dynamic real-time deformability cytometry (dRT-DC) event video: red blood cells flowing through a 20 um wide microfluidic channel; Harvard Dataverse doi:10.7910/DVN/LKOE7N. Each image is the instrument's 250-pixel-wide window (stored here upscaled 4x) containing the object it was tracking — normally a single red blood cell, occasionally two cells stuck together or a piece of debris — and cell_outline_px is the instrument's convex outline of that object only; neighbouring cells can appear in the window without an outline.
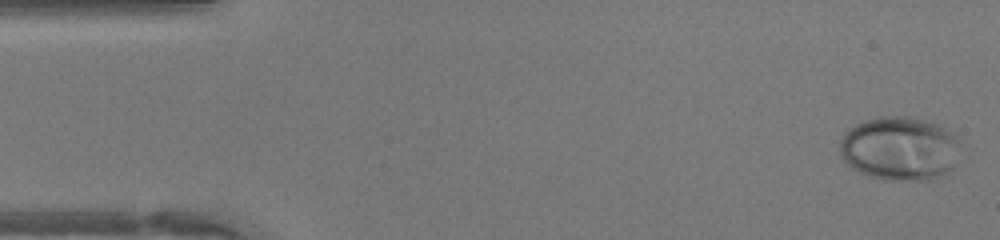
{"species": "human", "species_latin": "Homo sapiens", "temperature_condition": "warm", "stored_images_in_passage": 46, "camera_frame_rate_fps": 3000, "um_per_image_px": 0.085, "donor": {"sex": "female"}, "frame": {"image": 1, "passage_image": 1, "time_ms": 0.0, "image_size_px": [1000, 240], "cell_outline_px": [[960, 140], [956, 164], [952, 168], [940, 176], [932, 180], [884, 180], [860, 172], [852, 168], [840, 156], [840, 140], [844, 132], [848, 128], [864, 120], [880, 116], [912, 116], [932, 120], [956, 132]], "centroid_in_image_um": [76.52, 12.59], "position_along_channel_um": 8.5, "area_um2": 45.89}}
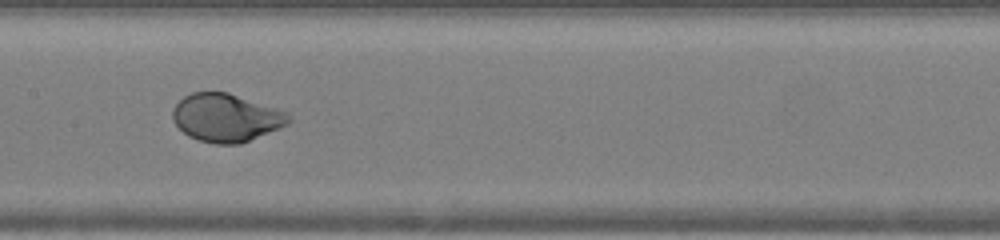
{"frame": {"image": 2, "passage_image": 22, "time_ms": 7.0, "image_size_px": [1000, 240], "cell_outline_px": [[292, 120], [288, 124], [280, 128], [240, 144], [216, 144], [200, 140], [188, 136], [172, 120], [172, 112], [176, 104], [184, 96], [192, 92], [228, 92], [288, 112]], "centroid_in_image_um": [19.23, 10.0], "position_along_channel_um": 188.2, "area_um2": 32.43}}
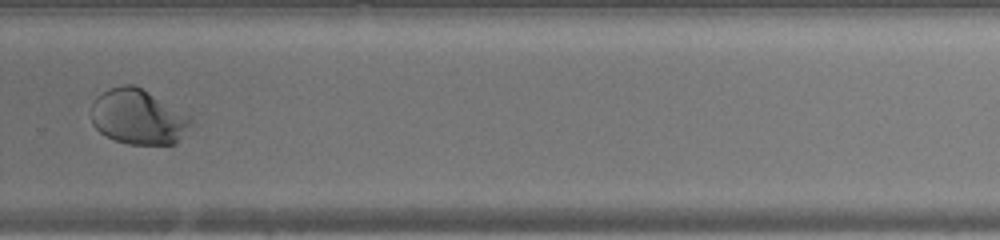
{"frame": {"image": 3, "passage_image": 31, "time_ms": 10.0, "image_size_px": [1000, 240], "cell_outline_px": [[192, 124], [176, 144], [128, 144], [116, 140], [100, 132], [92, 124], [92, 104], [96, 96], [108, 88], [124, 84], [132, 84], [140, 88], [192, 116]], "centroid_in_image_um": [11.74, 9.93], "position_along_channel_um": 318.1, "area_um2": 31.91}, "authors_computed_cell_mechanics": {"area_um2": 35.3447, "velocity_mm_per_s": 4.3445, "shape_relaxation_time_tau1_ms": 4.494, "shape_relaxation_time_tau2_ms": null, "deformation_change_tau1": 0.2217, "deformation_change_tau2": null}}